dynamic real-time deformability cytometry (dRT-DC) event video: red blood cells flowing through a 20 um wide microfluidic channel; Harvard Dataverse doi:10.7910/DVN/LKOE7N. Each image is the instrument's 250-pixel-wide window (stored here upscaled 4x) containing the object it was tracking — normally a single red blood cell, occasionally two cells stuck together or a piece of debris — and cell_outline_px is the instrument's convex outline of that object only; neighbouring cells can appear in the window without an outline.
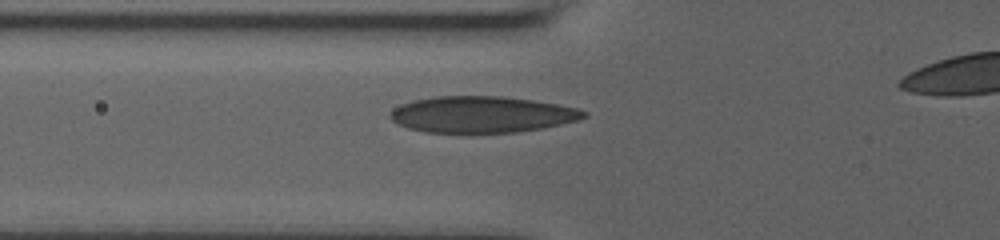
{"species": "human", "species_latin": "Homo sapiens", "temperature_condition": "room temperature", "stored_images_in_passage": 30, "camera_frame_rate_fps": 3000, "um_per_image_px": 0.085, "donor": {"sex": "male"}, "frame": {"image": 1, "passage_image": 2, "time_ms": 0.333, "image_size_px": [1000, 240], "cell_outline_px": [[588, 116], [580, 120], [540, 128], [516, 132], [424, 132], [408, 128], [392, 120], [388, 116], [396, 108], [404, 104], [416, 100], [436, 96], [500, 96], [532, 100], [556, 104], [576, 108], [588, 112]], "centroid_in_image_um": [41.0, 9.73], "position_along_channel_um": 84.8, "area_um2": 40.52}}
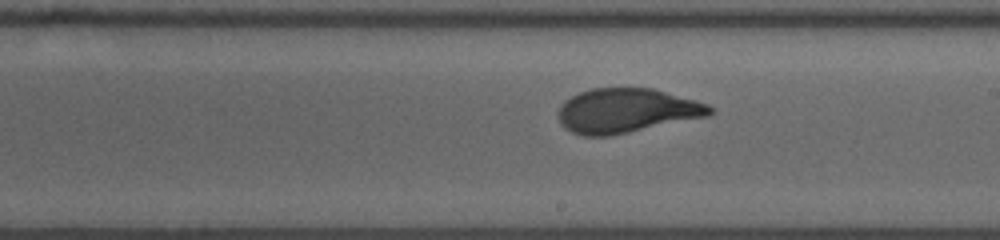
{"frame": {"image": 2, "passage_image": 15, "time_ms": 4.333, "image_size_px": [1000, 240], "cell_outline_px": [[716, 108], [708, 116], [608, 136], [584, 136], [572, 132], [564, 128], [560, 124], [560, 104], [564, 100], [580, 92], [592, 88], [652, 88], [696, 100], [708, 104]], "centroid_in_image_um": [53.26, 9.4], "position_along_channel_um": 235.7, "area_um2": 39.02}}
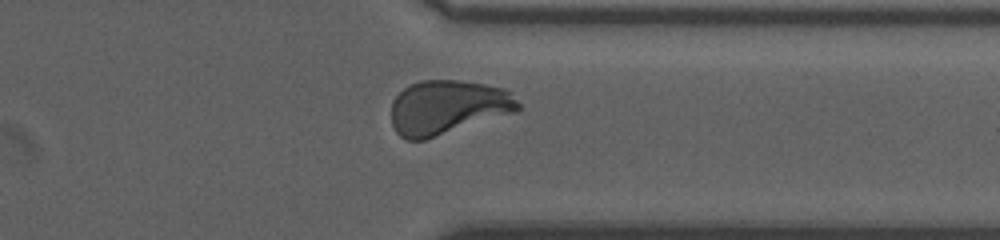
{"frame": {"image": 3, "passage_image": 26, "time_ms": 8.0, "image_size_px": [1000, 240], "cell_outline_px": [[520, 108], [516, 112], [424, 140], [408, 140], [400, 136], [396, 132], [392, 124], [392, 100], [408, 84], [420, 80], [460, 80], [508, 88], [520, 104]], "centroid_in_image_um": [38.06, 9.1], "position_along_channel_um": 373.3, "area_um2": 40.34}, "authors_computed_cell_mechanics": {"area_um2": 39.5352, "velocity_mm_per_s": 3.7639, "shape_relaxation_time_tau1_ms": 4.1722, "shape_relaxation_time_tau2_ms": null, "deformation_change_tau1": 0.1956, "deformation_change_tau2": null}}